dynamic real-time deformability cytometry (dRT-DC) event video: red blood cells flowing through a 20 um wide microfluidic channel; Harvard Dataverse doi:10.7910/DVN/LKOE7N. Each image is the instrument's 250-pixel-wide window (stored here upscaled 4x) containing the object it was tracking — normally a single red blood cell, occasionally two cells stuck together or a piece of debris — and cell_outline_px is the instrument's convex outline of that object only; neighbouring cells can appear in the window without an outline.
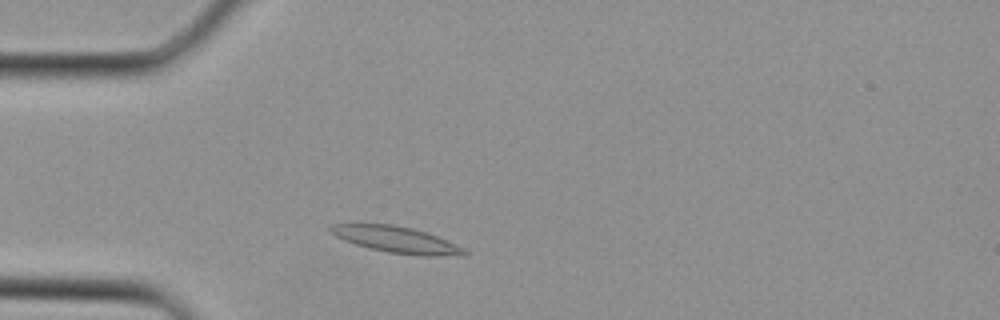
{"species": "Egyptian fruit bat (a non-hibernating species)", "species_latin": "Rousettus aegyptiacus", "temperature_condition": "cold", "stored_images_in_passage": 8, "camera_frame_rate_fps": 3000, "um_per_image_px": 0.085, "animal": {"sex": "female"}, "frame": {"image": 1, "passage_image": 4, "time_ms": 1.0, "image_size_px": [1000, 320], "cell_outline_px": [[468, 252], [464, 256], [420, 256], [388, 252], [368, 248], [344, 240], [328, 232], [328, 228], [332, 224], [392, 224], [412, 228], [436, 236], [456, 244], [464, 248]], "centroid_in_image_um": [33.7, 20.38], "position_along_channel_um": 51.3, "area_um2": 20.52}}
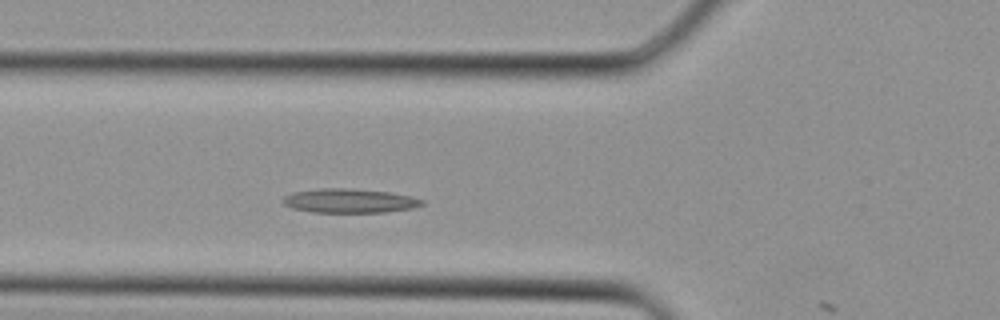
{"frame": {"image": 2, "passage_image": 7, "time_ms": 2.0, "image_size_px": [1000, 320], "cell_outline_px": [[424, 204], [412, 208], [384, 212], [312, 212], [292, 208], [284, 204], [284, 196], [292, 192], [320, 188], [352, 188], [392, 192], [412, 196], [424, 200]], "centroid_in_image_um": [29.73, 17.05], "position_along_channel_um": 96.1, "area_um2": 19.65}}